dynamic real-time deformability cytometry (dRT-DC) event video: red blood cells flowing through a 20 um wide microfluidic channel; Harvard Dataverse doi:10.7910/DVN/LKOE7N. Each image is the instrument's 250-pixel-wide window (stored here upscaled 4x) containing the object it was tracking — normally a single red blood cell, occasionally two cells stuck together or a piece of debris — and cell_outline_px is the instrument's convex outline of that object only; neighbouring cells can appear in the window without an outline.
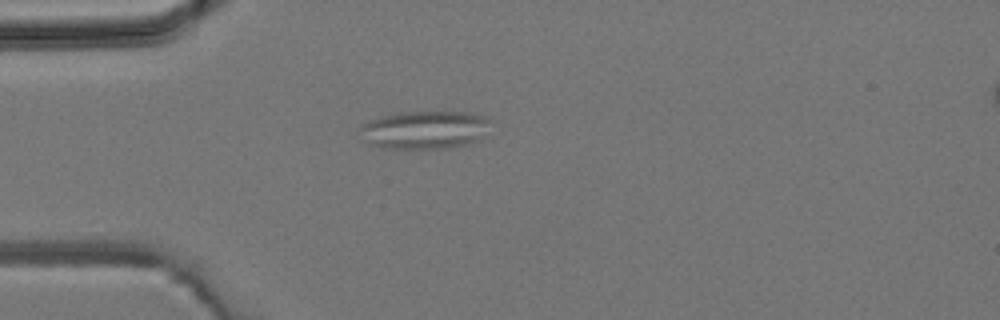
{"species": "common noctule bat (a hibernating species)", "species_latin": "Nyctalus noctula", "temperature_condition": "room temperature", "stored_images_in_passage": 1, "camera_frame_rate_fps": 3000, "um_per_image_px": 0.085, "animal": {"sex": "male", "body_mass_g": 19.2, "forearm_length_mm": 51.8}, "frame": {"image": 1, "passage_image": 1, "time_ms": 0.0, "image_size_px": [1000, 320], "cell_outline_px": [[492, 120], [484, 136], [476, 140], [464, 144], [444, 148], [384, 148], [368, 144], [360, 140], [356, 128], [360, 124], [368, 120], [380, 116], [396, 112], [468, 112], [484, 116]], "centroid_in_image_um": [35.98, 11.02], "position_along_channel_um": 49.0, "area_um2": 29.54}}